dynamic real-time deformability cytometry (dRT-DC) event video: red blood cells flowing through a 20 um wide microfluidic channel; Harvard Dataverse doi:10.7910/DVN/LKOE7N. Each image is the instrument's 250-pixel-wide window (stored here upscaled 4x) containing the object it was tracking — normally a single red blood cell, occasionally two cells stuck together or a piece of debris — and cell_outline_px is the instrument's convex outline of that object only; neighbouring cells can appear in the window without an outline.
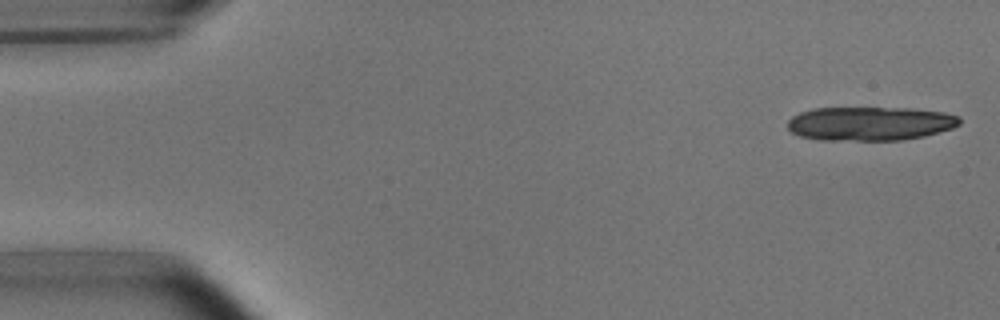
{"species": "common noctule bat (a hibernating species)", "species_latin": "Nyctalus noctula", "temperature_condition": "room temperature", "stored_images_in_passage": 5, "camera_frame_rate_fps": 3000, "um_per_image_px": 0.085, "animal": {"sex": "male", "body_mass_g": 15.6}, "frame": {"image": 1, "passage_image": 1, "time_ms": 0.0, "image_size_px": [1000, 320], "cell_outline_px": [[960, 124], [952, 128], [924, 136], [900, 140], [820, 140], [800, 136], [792, 132], [788, 128], [788, 120], [792, 116], [800, 112], [812, 108], [912, 108], [944, 112], [960, 116]], "centroid_in_image_um": [73.95, 10.5], "position_along_channel_um": 11.0, "area_um2": 34.1}}